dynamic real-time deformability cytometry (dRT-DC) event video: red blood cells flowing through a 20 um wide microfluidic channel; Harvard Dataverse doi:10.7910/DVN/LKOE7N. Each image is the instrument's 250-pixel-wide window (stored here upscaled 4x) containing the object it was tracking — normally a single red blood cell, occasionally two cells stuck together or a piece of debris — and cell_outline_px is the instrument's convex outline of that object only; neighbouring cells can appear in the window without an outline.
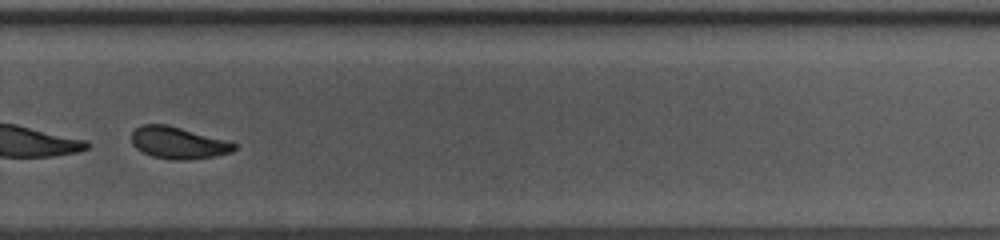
{"species": "common noctule bat (a hibernating species)", "species_latin": "Nyctalus noctula", "temperature_condition": "warm", "stored_images_in_passage": 34, "camera_frame_rate_fps": 3000, "um_per_image_px": 0.085, "animal": {"sex": "female", "body_mass_g": 10.0, "forearm_length_mm": 53.1}, "frame": {"image": 1, "passage_image": 20, "time_ms": 6.333, "image_size_px": [1000, 240], "cell_outline_px": [[236, 148], [232, 152], [216, 156], [188, 160], [172, 160], [152, 156], [136, 148], [132, 144], [132, 132], [140, 124], [168, 124], [224, 140], [236, 144]], "centroid_in_image_um": [15.12, 12.14], "position_along_channel_um": 314.7, "area_um2": 19.02}, "authors_computed_cell_mechanics": {"area_um2": 20.6346, "velocity_mm_per_s": 4.0862, "shape_relaxation_time_tau1_ms": 1.2498, "shape_relaxation_time_tau2_ms": 1.2402, "deformation_change_tau1": 0.2936, "deformation_change_tau2": 0.083}}